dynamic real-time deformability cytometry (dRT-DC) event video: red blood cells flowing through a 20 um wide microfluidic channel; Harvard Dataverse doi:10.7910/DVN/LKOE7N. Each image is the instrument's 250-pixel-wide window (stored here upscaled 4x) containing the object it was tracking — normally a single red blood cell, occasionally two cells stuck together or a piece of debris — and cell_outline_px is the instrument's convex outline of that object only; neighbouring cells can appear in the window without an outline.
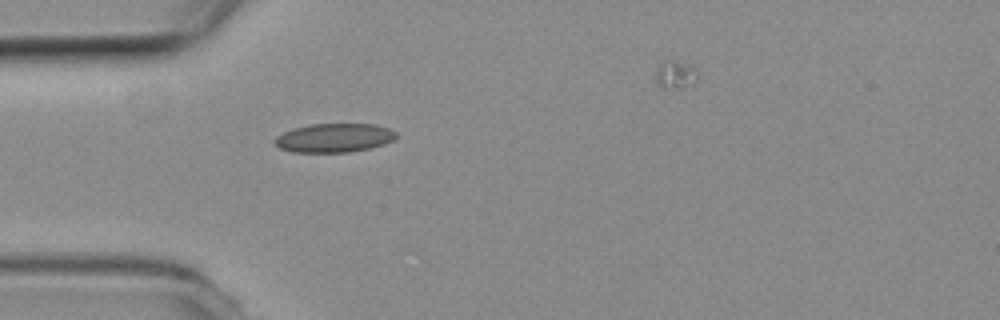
{"species": "common noctule bat (a hibernating species)", "species_latin": "Nyctalus noctula", "temperature_condition": "room temperature", "stored_images_in_passage": 33, "camera_frame_rate_fps": 3000, "um_per_image_px": 0.085, "animal": {"sex": "female", "body_mass_g": 19.3, "forearm_length_mm": 54.1}, "frame": {"image": 1, "passage_image": 1, "time_ms": 0.0, "image_size_px": [1000, 320], "cell_outline_px": [[396, 136], [392, 140], [384, 144], [372, 148], [348, 152], [292, 152], [280, 148], [272, 144], [272, 140], [276, 136], [292, 128], [308, 124], [376, 124], [388, 128], [396, 132]], "centroid_in_image_um": [28.35, 11.72], "position_along_channel_um": 56.6, "area_um2": 20.63}}
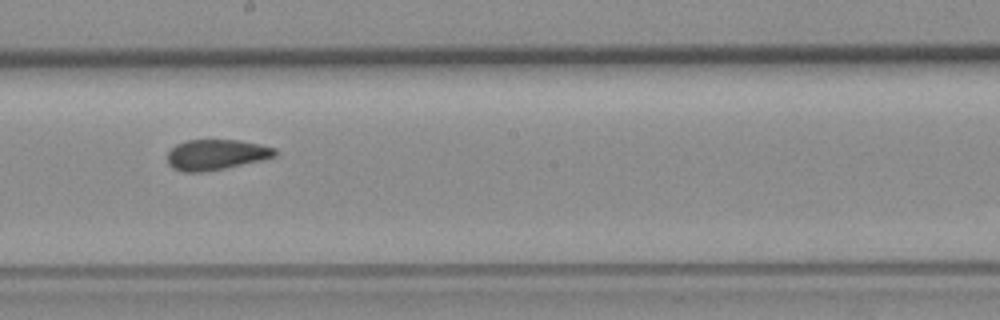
{"frame": {"image": 2, "passage_image": 15, "time_ms": 4.667, "image_size_px": [1000, 320], "cell_outline_px": [[276, 156], [264, 160], [224, 168], [200, 172], [184, 172], [172, 168], [168, 164], [168, 152], [176, 144], [188, 140], [240, 140], [260, 144], [276, 148]], "centroid_in_image_um": [18.39, 13.14], "position_along_channel_um": 229.8, "area_um2": 19.13}}
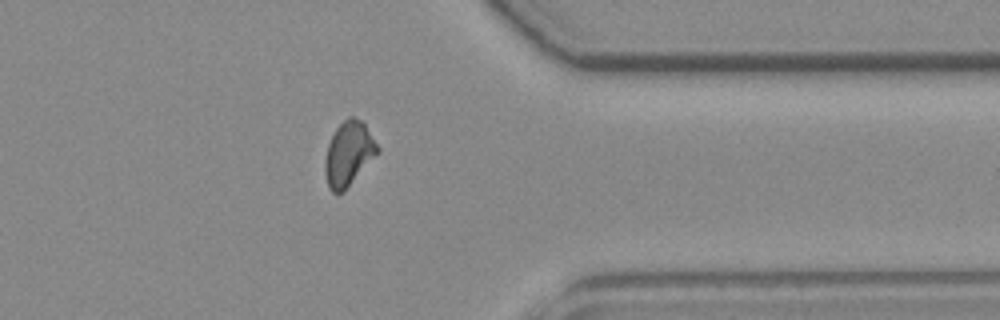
{"frame": {"image": 3, "passage_image": 28, "time_ms": 9.0, "image_size_px": [1000, 320], "cell_outline_px": [[380, 152], [344, 192], [332, 192], [328, 188], [324, 172], [324, 160], [328, 144], [336, 128], [348, 116], [352, 116], [360, 120], [364, 124], [380, 148]], "centroid_in_image_um": [29.63, 13.09], "position_along_channel_um": 381.8, "area_um2": 19.83}}